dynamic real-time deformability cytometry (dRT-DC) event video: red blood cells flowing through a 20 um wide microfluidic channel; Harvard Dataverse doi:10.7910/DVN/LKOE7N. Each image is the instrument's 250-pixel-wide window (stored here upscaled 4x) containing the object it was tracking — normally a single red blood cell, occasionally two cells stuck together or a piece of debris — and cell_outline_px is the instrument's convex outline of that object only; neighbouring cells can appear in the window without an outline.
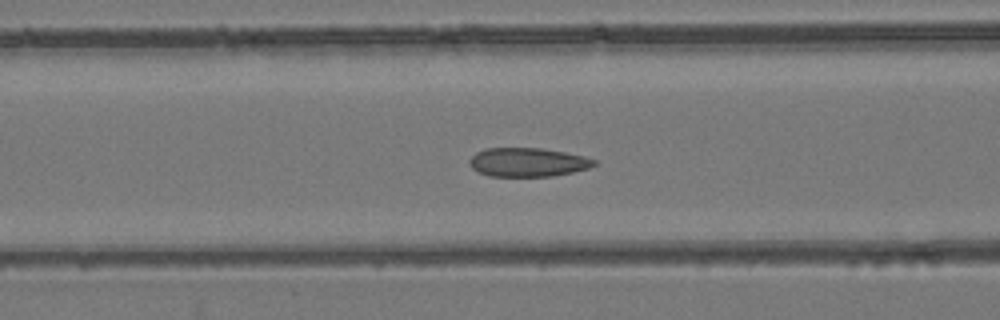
{"species": "common noctule bat (a hibernating species)", "species_latin": "Nyctalus noctula", "temperature_condition": "room temperature", "stored_images_in_passage": 54, "camera_frame_rate_fps": 3000, "um_per_image_px": 0.085, "animal": {"sex": "female", "body_mass_g": 24.6, "forearm_length_mm": 56.2}, "frame": {"image": 1, "passage_image": 22, "time_ms": 7.0, "image_size_px": [1000, 320], "cell_outline_px": [[596, 164], [588, 168], [572, 172], [552, 176], [488, 176], [472, 168], [468, 164], [468, 160], [476, 152], [484, 148], [540, 148], [564, 152], [584, 156], [596, 160]], "centroid_in_image_um": [44.82, 13.78], "position_along_channel_um": 121.8, "area_um2": 20.92}}
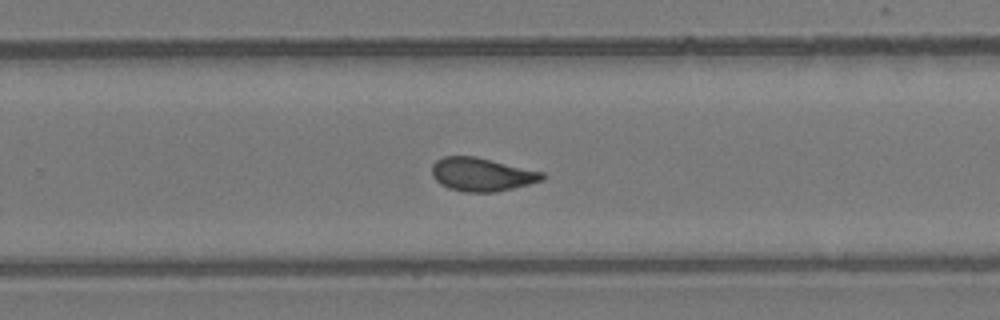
{"frame": {"image": 2, "passage_image": 35, "time_ms": 11.333, "image_size_px": [1000, 320], "cell_outline_px": [[544, 180], [496, 192], [464, 192], [448, 188], [440, 184], [432, 176], [432, 164], [436, 160], [444, 156], [476, 156], [544, 172]], "centroid_in_image_um": [40.93, 14.82], "position_along_channel_um": 288.9, "area_um2": 21.56}}
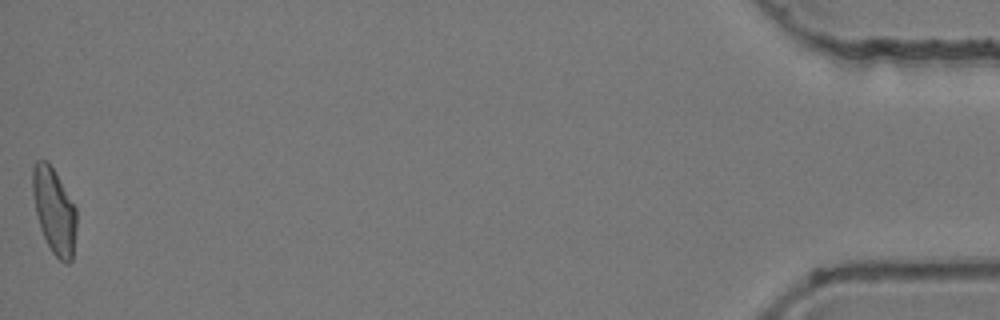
{"frame": {"image": 3, "passage_image": 54, "time_ms": 17.667, "image_size_px": [1000, 320], "cell_outline_px": [[76, 228], [72, 260], [68, 264], [64, 264], [52, 252], [40, 228], [36, 212], [32, 192], [32, 168], [36, 160], [48, 160], [76, 208]], "centroid_in_image_um": [4.6, 17.92], "position_along_channel_um": 430.6, "area_um2": 21.79}, "authors_computed_cell_mechanics": {"area_um2": 21.7617, "velocity_mm_per_s": 3.8589, "shape_relaxation_time_tau1_ms": null, "shape_relaxation_time_tau2_ms": 1.2944, "deformation_change_tau1": null, "deformation_change_tau2": 0.0677}}